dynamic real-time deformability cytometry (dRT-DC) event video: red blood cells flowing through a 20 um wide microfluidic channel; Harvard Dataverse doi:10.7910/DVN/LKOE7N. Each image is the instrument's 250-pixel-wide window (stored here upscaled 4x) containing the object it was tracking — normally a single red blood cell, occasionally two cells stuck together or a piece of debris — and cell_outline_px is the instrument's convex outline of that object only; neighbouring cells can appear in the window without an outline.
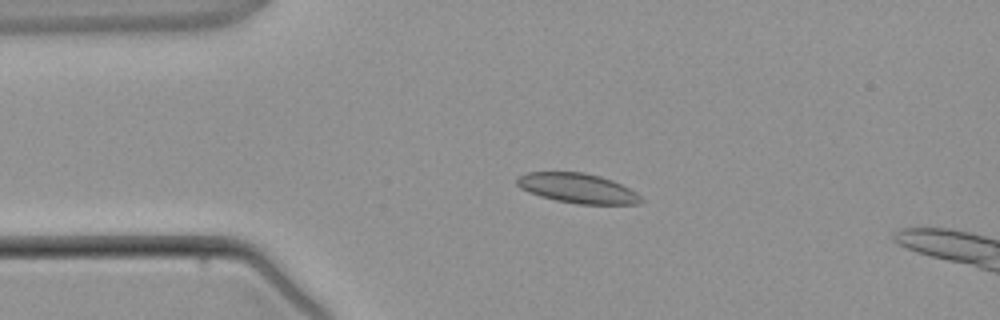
{"species": "common noctule bat (a hibernating species)", "species_latin": "Nyctalus noctula", "temperature_condition": "warm", "stored_images_in_passage": 4, "camera_frame_rate_fps": 3000, "um_per_image_px": 0.085, "animal": {"sex": "male", "body_mass_g": 21.5, "forearm_length_mm": 52.0}, "frame": {"image": 1, "passage_image": 2, "time_ms": 1.333, "image_size_px": [1000, 320], "cell_outline_px": [[644, 200], [640, 204], [576, 204], [556, 200], [540, 196], [528, 192], [520, 188], [516, 184], [516, 176], [528, 172], [584, 172], [600, 176], [612, 180], [636, 192]], "centroid_in_image_um": [49.07, 16.0], "position_along_channel_um": 35.9, "area_um2": 21.62}}
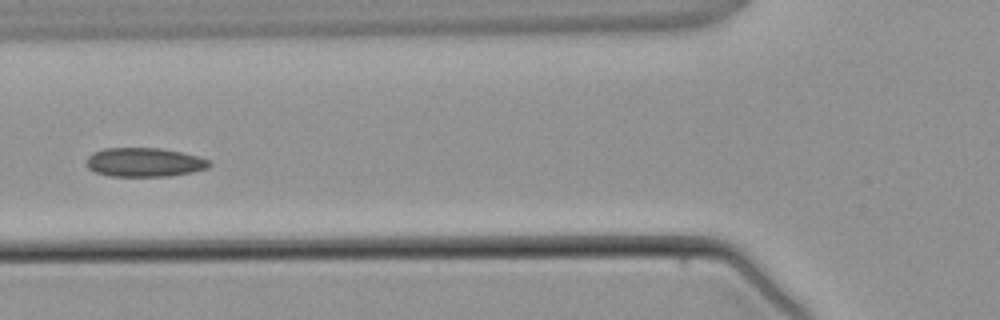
{"frame": {"image": 2, "passage_image": 4, "time_ms": 3.667, "image_size_px": [1000, 320], "cell_outline_px": [[212, 164], [208, 168], [192, 172], [168, 176], [108, 176], [96, 172], [88, 168], [84, 164], [88, 156], [92, 152], [104, 148], [160, 148], [180, 152], [212, 160]], "centroid_in_image_um": [12.25, 13.79], "position_along_channel_um": 113.6, "area_um2": 20.92}}